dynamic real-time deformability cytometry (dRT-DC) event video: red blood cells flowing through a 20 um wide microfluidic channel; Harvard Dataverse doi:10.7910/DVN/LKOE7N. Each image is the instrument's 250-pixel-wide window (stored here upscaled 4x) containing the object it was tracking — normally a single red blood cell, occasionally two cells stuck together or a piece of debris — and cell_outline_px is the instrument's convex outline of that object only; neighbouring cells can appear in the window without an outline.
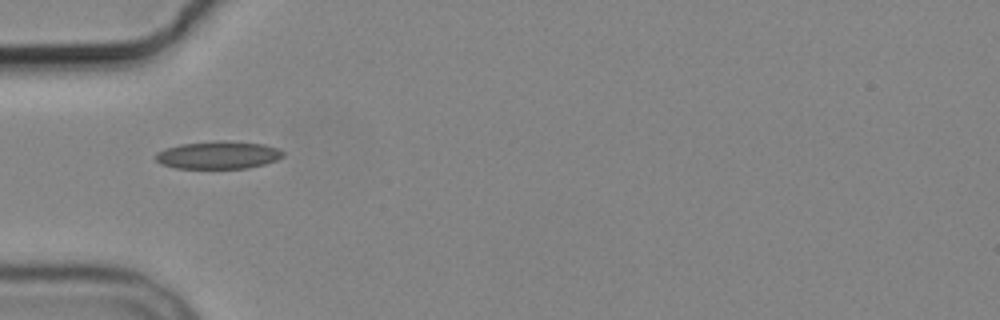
{"species": "common noctule bat (a hibernating species)", "species_latin": "Nyctalus noctula", "temperature_condition": "cold", "stored_images_in_passage": 2, "camera_frame_rate_fps": 3000, "um_per_image_px": 0.085, "animal": {"sex": "male", "body_mass_g": 19.2, "forearm_length_mm": 51.8}, "frame": {"image": 1, "passage_image": 1, "time_ms": 0.0, "image_size_px": [1000, 320], "cell_outline_px": [[284, 156], [276, 160], [264, 164], [248, 168], [176, 168], [160, 164], [156, 160], [156, 152], [164, 148], [180, 144], [220, 140], [224, 140], [264, 144], [276, 148], [284, 152]], "centroid_in_image_um": [18.53, 13.17], "position_along_channel_um": 66.5, "area_um2": 20.63}}
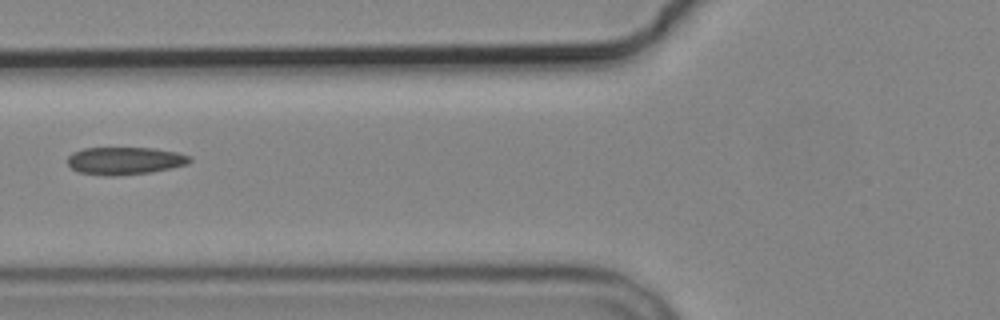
{"frame": {"image": 2, "passage_image": 2, "time_ms": 1.333, "image_size_px": [1000, 320], "cell_outline_px": [[192, 160], [188, 164], [172, 168], [152, 172], [116, 176], [108, 176], [76, 172], [68, 164], [68, 156], [72, 152], [84, 148], [152, 148], [176, 152], [192, 156]], "centroid_in_image_um": [10.62, 13.67], "position_along_channel_um": 115.2, "area_um2": 19.83}}